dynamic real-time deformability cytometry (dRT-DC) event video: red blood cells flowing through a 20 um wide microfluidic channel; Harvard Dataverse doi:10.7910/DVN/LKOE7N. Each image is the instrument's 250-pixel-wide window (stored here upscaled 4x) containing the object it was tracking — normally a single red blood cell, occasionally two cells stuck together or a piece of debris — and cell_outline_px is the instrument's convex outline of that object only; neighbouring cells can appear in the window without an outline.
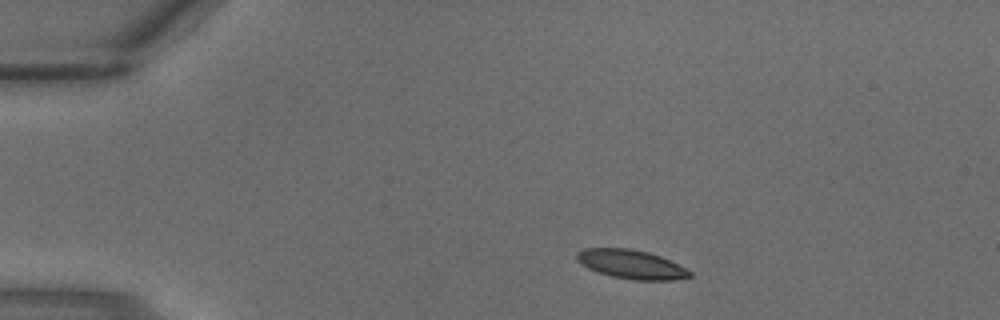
{"species": "common noctule bat (a hibernating species)", "species_latin": "Nyctalus noctula", "temperature_condition": "warm", "stored_images_in_passage": 2, "camera_frame_rate_fps": 3000, "um_per_image_px": 0.085, "animal": {"sex": "male", "body_mass_g": 18.8}, "frame": {"image": 1, "passage_image": 1, "time_ms": 0.0, "image_size_px": [1000, 320], "cell_outline_px": [[692, 276], [672, 280], [636, 280], [612, 276], [588, 268], [580, 264], [576, 260], [576, 252], [584, 248], [628, 248], [648, 252], [660, 256], [692, 272]], "centroid_in_image_um": [53.61, 22.46], "position_along_channel_um": 31.4, "area_um2": 18.84}}
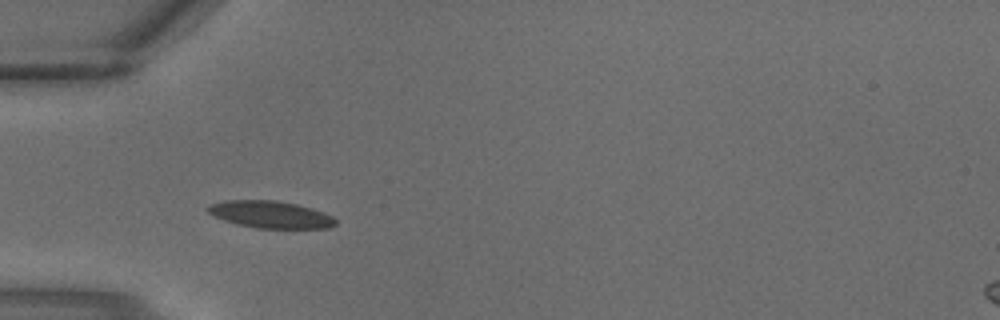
{"frame": {"image": 2, "passage_image": 2, "time_ms": 0.333, "image_size_px": [1000, 320], "cell_outline_px": [[336, 224], [328, 228], [256, 228], [236, 224], [212, 216], [204, 208], [208, 204], [224, 200], [276, 200], [296, 204], [312, 208], [324, 212], [332, 216], [336, 220]], "centroid_in_image_um": [22.94, 18.22], "position_along_channel_um": 62.1, "area_um2": 20.4}}